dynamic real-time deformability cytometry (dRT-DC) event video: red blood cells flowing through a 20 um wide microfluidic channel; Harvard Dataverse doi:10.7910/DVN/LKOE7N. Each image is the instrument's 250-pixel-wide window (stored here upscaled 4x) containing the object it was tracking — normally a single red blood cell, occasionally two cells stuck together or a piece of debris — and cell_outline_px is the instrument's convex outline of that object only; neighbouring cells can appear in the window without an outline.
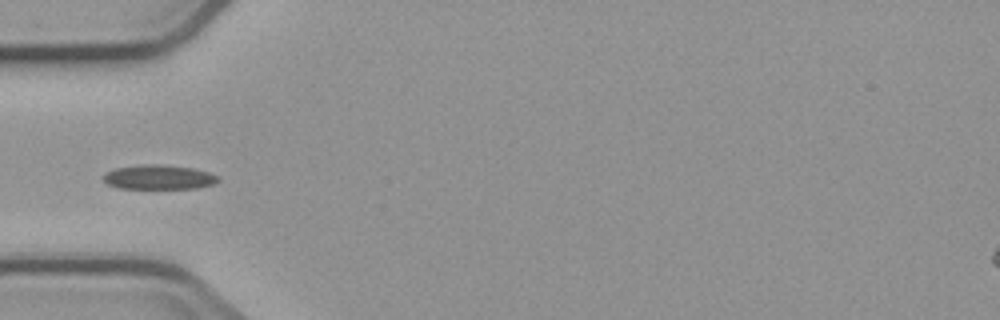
{"species": "common noctule bat (a hibernating species)", "species_latin": "Nyctalus noctula", "temperature_condition": "cold", "stored_images_in_passage": 4, "camera_frame_rate_fps": 3000, "um_per_image_px": 0.085, "animal": {"sex": "male", "body_mass_g": 23.1, "forearm_length_mm": 52.7}, "frame": {"image": 1, "passage_image": 4, "time_ms": 3.667, "image_size_px": [1000, 320], "cell_outline_px": [[220, 180], [216, 184], [196, 188], [116, 188], [108, 184], [104, 180], [104, 172], [116, 168], [144, 164], [160, 164], [192, 168], [208, 172], [220, 176]], "centroid_in_image_um": [13.53, 15.06], "position_along_channel_um": 71.5, "area_um2": 16.42}}